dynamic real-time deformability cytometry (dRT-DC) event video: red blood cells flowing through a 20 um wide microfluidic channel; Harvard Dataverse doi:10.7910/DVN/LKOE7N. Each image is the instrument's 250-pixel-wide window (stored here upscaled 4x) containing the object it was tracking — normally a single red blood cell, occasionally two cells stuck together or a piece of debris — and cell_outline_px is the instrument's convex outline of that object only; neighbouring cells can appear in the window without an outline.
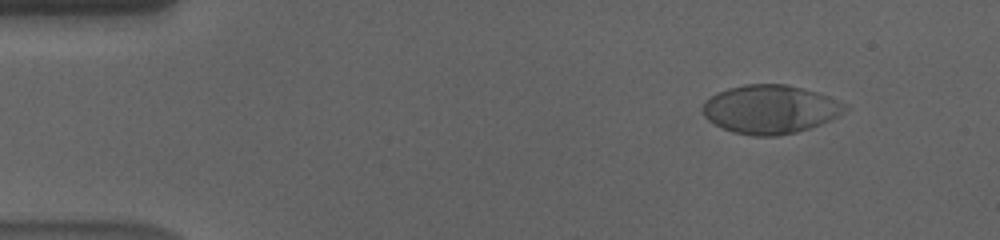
{"species": "human", "species_latin": "Homo sapiens", "temperature_condition": "cold", "stored_images_in_passage": 53, "camera_frame_rate_fps": 3000, "um_per_image_px": 0.085, "donor": {"sex": "male"}, "frame": {"image": 1, "passage_image": 2, "time_ms": 0.333, "image_size_px": [1000, 240], "cell_outline_px": [[848, 108], [836, 116], [820, 124], [796, 132], [776, 136], [752, 136], [732, 132], [708, 120], [704, 116], [700, 108], [704, 100], [716, 92], [728, 88], [744, 84], [784, 84], [816, 92], [828, 96], [848, 104]], "centroid_in_image_um": [65.41, 9.28], "position_along_channel_um": 19.6, "area_um2": 40.29}}
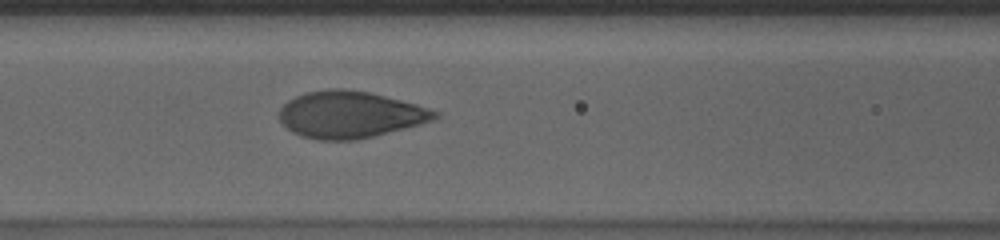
{"frame": {"image": 2, "passage_image": 20, "time_ms": 6.333, "image_size_px": [1000, 240], "cell_outline_px": [[440, 116], [432, 120], [420, 124], [360, 140], [316, 140], [300, 136], [292, 132], [280, 120], [280, 108], [288, 100], [304, 92], [328, 88], [344, 88], [368, 92], [416, 104], [440, 112]], "centroid_in_image_um": [29.74, 9.74], "position_along_channel_um": 136.9, "area_um2": 42.54}}
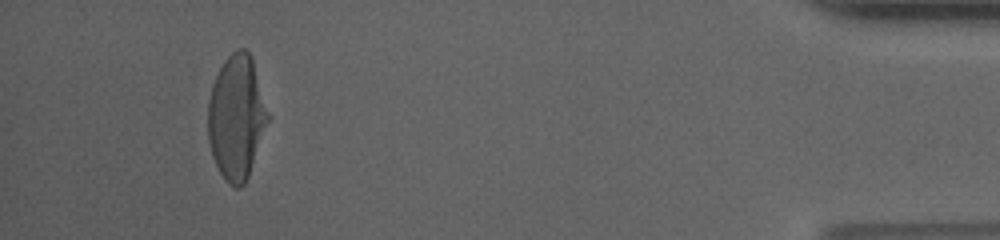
{"frame": {"image": 3, "passage_image": 49, "time_ms": 16.0, "image_size_px": [1000, 240], "cell_outline_px": [[268, 120], [248, 176], [244, 184], [240, 188], [236, 188], [228, 184], [220, 172], [212, 156], [208, 140], [208, 100], [212, 84], [224, 60], [236, 48], [244, 48], [248, 52], [252, 60], [268, 116]], "centroid_in_image_um": [20.06, 9.98], "position_along_channel_um": 415.1, "area_um2": 42.6}, "authors_computed_cell_mechanics": {"area_um2": 42.5986, "velocity_mm_per_s": 3.5595, "shape_relaxation_time_tau1_ms": 4.2817, "shape_relaxation_time_tau2_ms": null, "deformation_change_tau1": 0.2146, "deformation_change_tau2": null}}